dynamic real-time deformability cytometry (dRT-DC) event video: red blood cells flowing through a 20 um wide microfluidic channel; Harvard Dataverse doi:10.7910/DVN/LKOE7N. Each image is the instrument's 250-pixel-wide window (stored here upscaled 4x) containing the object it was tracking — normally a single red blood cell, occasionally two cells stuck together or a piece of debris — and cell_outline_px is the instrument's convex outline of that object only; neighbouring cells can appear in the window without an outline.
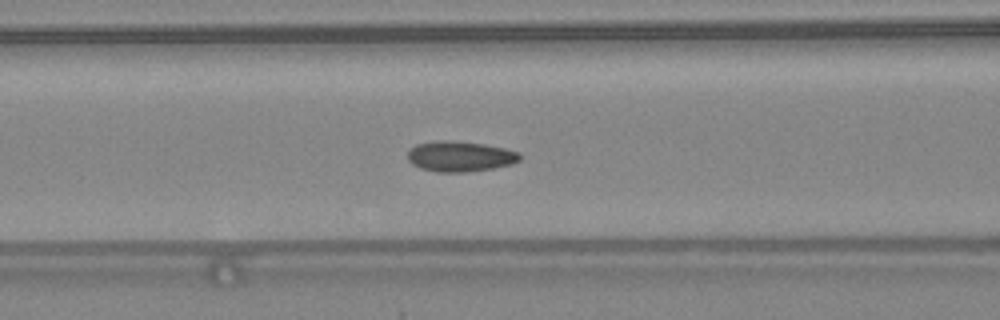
{"species": "common noctule bat (a hibernating species)", "species_latin": "Nyctalus noctula", "temperature_condition": "warm", "stored_images_in_passage": 48, "camera_frame_rate_fps": 3000, "um_per_image_px": 0.085, "animal": {"sex": "female", "body_mass_g": 24.6, "forearm_length_mm": 56.2}, "frame": {"image": 1, "passage_image": 21, "time_ms": 6.667, "image_size_px": [1000, 320], "cell_outline_px": [[520, 160], [512, 164], [492, 168], [464, 172], [436, 172], [420, 168], [412, 164], [408, 160], [408, 152], [416, 144], [436, 140], [448, 140], [484, 144], [504, 148], [520, 152]], "centroid_in_image_um": [39.09, 13.29], "position_along_channel_um": 127.5, "area_um2": 19.88}, "authors_computed_cell_mechanics": {"area_um2": 18.9873, "velocity_mm_per_s": 4.3699, "shape_relaxation_time_tau1_ms": 4.7683, "shape_relaxation_time_tau2_ms": 1.4978, "deformation_change_tau1": 0.1059, "deformation_change_tau2": 0.0625}}